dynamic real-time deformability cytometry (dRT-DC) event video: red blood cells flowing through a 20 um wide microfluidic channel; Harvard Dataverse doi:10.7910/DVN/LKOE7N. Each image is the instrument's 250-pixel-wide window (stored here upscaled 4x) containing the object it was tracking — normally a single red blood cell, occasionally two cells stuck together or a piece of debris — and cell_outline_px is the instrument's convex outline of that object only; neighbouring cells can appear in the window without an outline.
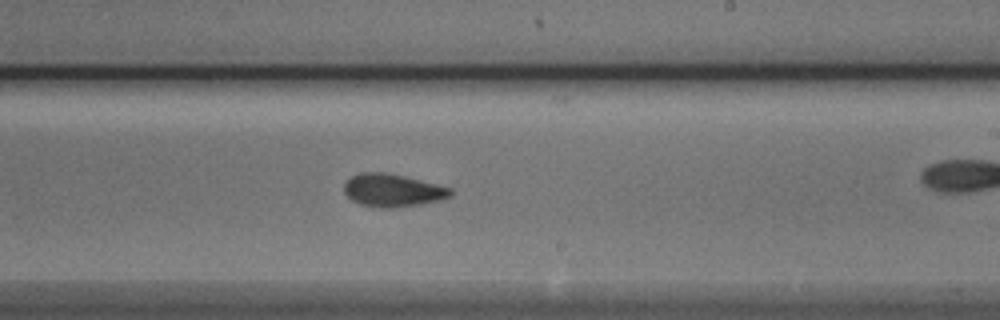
{"species": "Egyptian fruit bat (a non-hibernating species)", "species_latin": "Rousettus aegyptiacus", "temperature_condition": "cold", "stored_images_in_passage": 29, "camera_frame_rate_fps": 3000, "um_per_image_px": 0.085, "animal": {"sex": "male"}, "frame": {"image": 1, "passage_image": 21, "time_ms": 6.667, "image_size_px": [1000, 320], "cell_outline_px": [[452, 196], [440, 200], [420, 204], [392, 208], [380, 208], [360, 204], [352, 200], [344, 192], [344, 184], [352, 176], [360, 172], [388, 172], [452, 188]], "centroid_in_image_um": [33.37, 16.18], "position_along_channel_um": 255.6, "area_um2": 20.35}}